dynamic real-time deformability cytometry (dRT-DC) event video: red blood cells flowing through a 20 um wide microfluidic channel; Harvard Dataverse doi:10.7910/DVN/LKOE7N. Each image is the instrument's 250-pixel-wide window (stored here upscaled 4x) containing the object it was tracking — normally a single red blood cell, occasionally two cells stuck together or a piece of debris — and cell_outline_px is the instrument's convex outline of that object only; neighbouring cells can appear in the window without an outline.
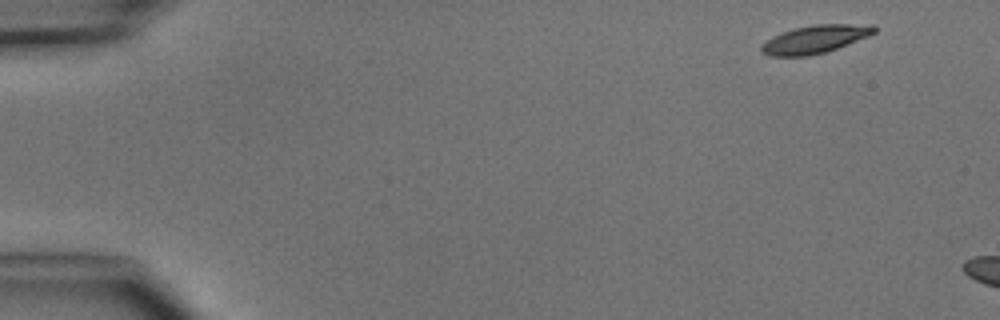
{"species": "common noctule bat (a hibernating species)", "species_latin": "Nyctalus noctula", "temperature_condition": "cold", "stored_images_in_passage": 3, "camera_frame_rate_fps": 3000, "um_per_image_px": 0.085, "animal": {"sex": "male", "body_mass_g": 15.6}, "frame": {"image": 1, "passage_image": 1, "time_ms": 0.0, "image_size_px": [1000, 320], "cell_outline_px": [[876, 32], [868, 36], [836, 48], [824, 52], [808, 56], [768, 56], [760, 48], [772, 36], [780, 32], [792, 28], [812, 24], [876, 24]], "centroid_in_image_um": [69.29, 3.31], "position_along_channel_um": 15.7, "area_um2": 18.38}}